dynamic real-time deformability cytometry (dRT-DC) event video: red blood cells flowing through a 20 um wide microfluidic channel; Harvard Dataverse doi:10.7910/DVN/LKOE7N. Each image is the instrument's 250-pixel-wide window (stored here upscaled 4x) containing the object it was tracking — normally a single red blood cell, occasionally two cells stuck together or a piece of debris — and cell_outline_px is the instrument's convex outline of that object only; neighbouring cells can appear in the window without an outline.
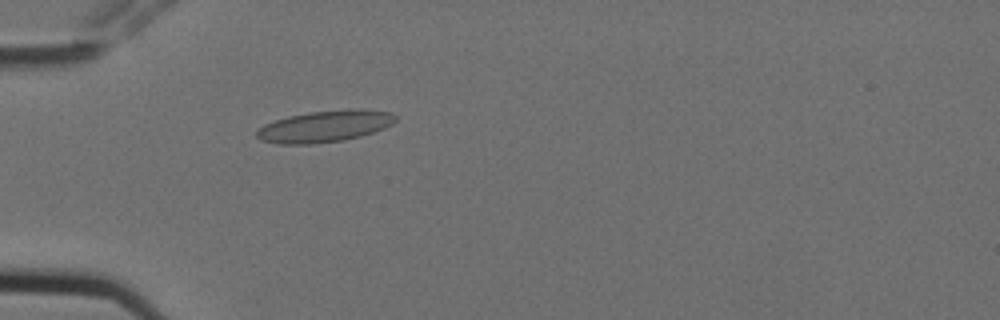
{"species": "Egyptian fruit bat (a non-hibernating species)", "species_latin": "Rousettus aegyptiacus", "temperature_condition": "cold", "stored_images_in_passage": 5, "camera_frame_rate_fps": 3000, "um_per_image_px": 0.085, "animal": {"sex": "female"}, "frame": {"image": 1, "passage_image": 5, "time_ms": 1.333, "image_size_px": [1000, 320], "cell_outline_px": [[396, 120], [392, 124], [384, 128], [360, 136], [344, 140], [312, 144], [276, 144], [260, 140], [256, 136], [256, 132], [264, 124], [288, 116], [308, 112], [392, 112], [396, 116]], "centroid_in_image_um": [27.49, 10.8], "position_along_channel_um": 57.5, "area_um2": 24.39}}